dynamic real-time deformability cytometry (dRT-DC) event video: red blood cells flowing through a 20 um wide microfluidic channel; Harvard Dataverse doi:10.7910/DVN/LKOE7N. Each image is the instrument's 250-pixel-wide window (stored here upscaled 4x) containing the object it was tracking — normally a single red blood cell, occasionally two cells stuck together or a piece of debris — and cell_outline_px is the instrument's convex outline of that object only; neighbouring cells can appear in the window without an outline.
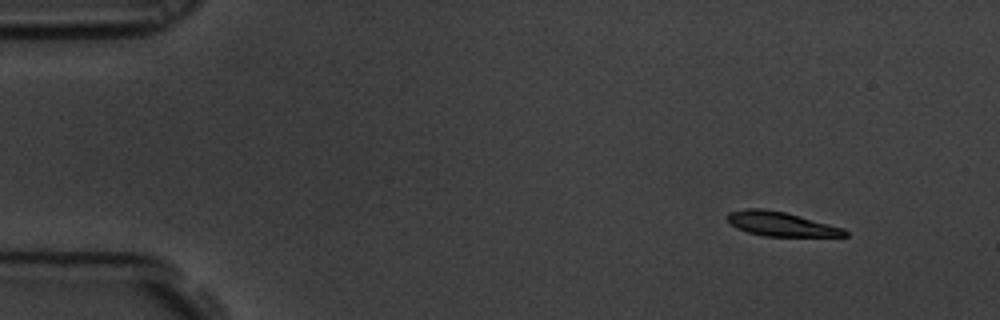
{"species": "common noctule bat (a hibernating species)", "species_latin": "Nyctalus noctula", "temperature_condition": "room temperature", "stored_images_in_passage": 5, "camera_frame_rate_fps": 3000, "um_per_image_px": 0.085, "animal": {"sex": "male", "body_mass_g": 19.5, "forearm_length_mm": 54.6}, "frame": {"image": 1, "passage_image": 1, "time_ms": 0.0, "image_size_px": [1000, 320], "cell_outline_px": [[848, 236], [764, 236], [748, 232], [736, 228], [724, 216], [728, 212], [744, 208], [764, 208], [784, 212], [844, 228], [848, 232]], "centroid_in_image_um": [66.33, 19.03], "position_along_channel_um": 18.7, "area_um2": 16.59}}
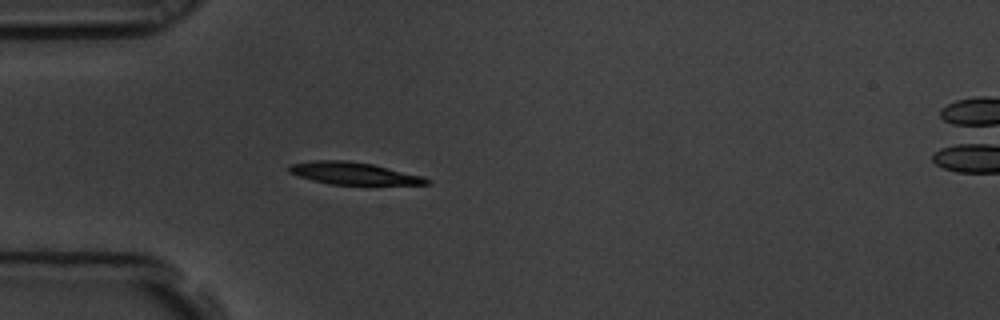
{"frame": {"image": 2, "passage_image": 4, "time_ms": 1.0, "image_size_px": [1000, 320], "cell_outline_px": [[432, 184], [328, 184], [312, 180], [288, 172], [288, 164], [312, 160], [348, 160], [372, 164], [424, 176], [432, 180]], "centroid_in_image_um": [30.05, 14.72], "position_along_channel_um": 55.0, "area_um2": 17.86}}